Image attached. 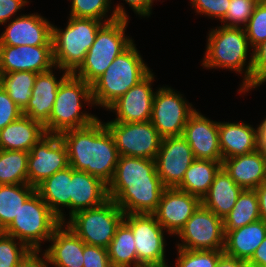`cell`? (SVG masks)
<instances>
[{
	"instance_id": "40",
	"label": "cell",
	"mask_w": 266,
	"mask_h": 267,
	"mask_svg": "<svg viewBox=\"0 0 266 267\" xmlns=\"http://www.w3.org/2000/svg\"><path fill=\"white\" fill-rule=\"evenodd\" d=\"M16 240L0 231V267H17L31 251L24 243H16Z\"/></svg>"
},
{
	"instance_id": "34",
	"label": "cell",
	"mask_w": 266,
	"mask_h": 267,
	"mask_svg": "<svg viewBox=\"0 0 266 267\" xmlns=\"http://www.w3.org/2000/svg\"><path fill=\"white\" fill-rule=\"evenodd\" d=\"M259 200L255 190L243 189L233 209L223 219L224 231L235 230L260 220Z\"/></svg>"
},
{
	"instance_id": "2",
	"label": "cell",
	"mask_w": 266,
	"mask_h": 267,
	"mask_svg": "<svg viewBox=\"0 0 266 267\" xmlns=\"http://www.w3.org/2000/svg\"><path fill=\"white\" fill-rule=\"evenodd\" d=\"M135 47L132 42L91 85L93 105L107 110L120 96L151 72Z\"/></svg>"
},
{
	"instance_id": "26",
	"label": "cell",
	"mask_w": 266,
	"mask_h": 267,
	"mask_svg": "<svg viewBox=\"0 0 266 267\" xmlns=\"http://www.w3.org/2000/svg\"><path fill=\"white\" fill-rule=\"evenodd\" d=\"M224 232V254L248 262L266 237V222L260 219L241 228Z\"/></svg>"
},
{
	"instance_id": "20",
	"label": "cell",
	"mask_w": 266,
	"mask_h": 267,
	"mask_svg": "<svg viewBox=\"0 0 266 267\" xmlns=\"http://www.w3.org/2000/svg\"><path fill=\"white\" fill-rule=\"evenodd\" d=\"M164 189L161 180L127 182L111 199L124 214H153Z\"/></svg>"
},
{
	"instance_id": "25",
	"label": "cell",
	"mask_w": 266,
	"mask_h": 267,
	"mask_svg": "<svg viewBox=\"0 0 266 267\" xmlns=\"http://www.w3.org/2000/svg\"><path fill=\"white\" fill-rule=\"evenodd\" d=\"M222 160L251 153L258 148V128L245 123L219 122Z\"/></svg>"
},
{
	"instance_id": "6",
	"label": "cell",
	"mask_w": 266,
	"mask_h": 267,
	"mask_svg": "<svg viewBox=\"0 0 266 267\" xmlns=\"http://www.w3.org/2000/svg\"><path fill=\"white\" fill-rule=\"evenodd\" d=\"M60 224L58 217L35 191L3 232L24 243L30 250L41 251V243L48 241Z\"/></svg>"
},
{
	"instance_id": "15",
	"label": "cell",
	"mask_w": 266,
	"mask_h": 267,
	"mask_svg": "<svg viewBox=\"0 0 266 267\" xmlns=\"http://www.w3.org/2000/svg\"><path fill=\"white\" fill-rule=\"evenodd\" d=\"M201 204L197 196L177 188H165L153 215L168 234L176 236Z\"/></svg>"
},
{
	"instance_id": "52",
	"label": "cell",
	"mask_w": 266,
	"mask_h": 267,
	"mask_svg": "<svg viewBox=\"0 0 266 267\" xmlns=\"http://www.w3.org/2000/svg\"><path fill=\"white\" fill-rule=\"evenodd\" d=\"M258 128V148L266 153V118Z\"/></svg>"
},
{
	"instance_id": "14",
	"label": "cell",
	"mask_w": 266,
	"mask_h": 267,
	"mask_svg": "<svg viewBox=\"0 0 266 267\" xmlns=\"http://www.w3.org/2000/svg\"><path fill=\"white\" fill-rule=\"evenodd\" d=\"M194 160L193 151L183 136L162 138L155 162L164 187L177 188Z\"/></svg>"
},
{
	"instance_id": "5",
	"label": "cell",
	"mask_w": 266,
	"mask_h": 267,
	"mask_svg": "<svg viewBox=\"0 0 266 267\" xmlns=\"http://www.w3.org/2000/svg\"><path fill=\"white\" fill-rule=\"evenodd\" d=\"M127 24L128 19L122 18L105 23L98 30L83 63L73 74L90 85L99 79L115 58L134 42L125 36Z\"/></svg>"
},
{
	"instance_id": "37",
	"label": "cell",
	"mask_w": 266,
	"mask_h": 267,
	"mask_svg": "<svg viewBox=\"0 0 266 267\" xmlns=\"http://www.w3.org/2000/svg\"><path fill=\"white\" fill-rule=\"evenodd\" d=\"M111 1V0H110ZM109 0H71V17L90 18L108 23L118 18L129 19L122 5H117L110 18L104 19L110 9ZM104 19V20H103Z\"/></svg>"
},
{
	"instance_id": "53",
	"label": "cell",
	"mask_w": 266,
	"mask_h": 267,
	"mask_svg": "<svg viewBox=\"0 0 266 267\" xmlns=\"http://www.w3.org/2000/svg\"><path fill=\"white\" fill-rule=\"evenodd\" d=\"M253 2H255L256 4H264L266 3V0H252Z\"/></svg>"
},
{
	"instance_id": "4",
	"label": "cell",
	"mask_w": 266,
	"mask_h": 267,
	"mask_svg": "<svg viewBox=\"0 0 266 267\" xmlns=\"http://www.w3.org/2000/svg\"><path fill=\"white\" fill-rule=\"evenodd\" d=\"M69 18L64 30L52 25L53 57L56 68L74 73L105 23L90 18Z\"/></svg>"
},
{
	"instance_id": "12",
	"label": "cell",
	"mask_w": 266,
	"mask_h": 267,
	"mask_svg": "<svg viewBox=\"0 0 266 267\" xmlns=\"http://www.w3.org/2000/svg\"><path fill=\"white\" fill-rule=\"evenodd\" d=\"M195 111L182 94L164 86L154 94L150 121L162 138L182 136L189 117Z\"/></svg>"
},
{
	"instance_id": "32",
	"label": "cell",
	"mask_w": 266,
	"mask_h": 267,
	"mask_svg": "<svg viewBox=\"0 0 266 267\" xmlns=\"http://www.w3.org/2000/svg\"><path fill=\"white\" fill-rule=\"evenodd\" d=\"M134 242L131 228L122 221L107 248L112 267H138V257Z\"/></svg>"
},
{
	"instance_id": "36",
	"label": "cell",
	"mask_w": 266,
	"mask_h": 267,
	"mask_svg": "<svg viewBox=\"0 0 266 267\" xmlns=\"http://www.w3.org/2000/svg\"><path fill=\"white\" fill-rule=\"evenodd\" d=\"M38 73L31 71L0 74V86L22 110L32 96L35 79Z\"/></svg>"
},
{
	"instance_id": "19",
	"label": "cell",
	"mask_w": 266,
	"mask_h": 267,
	"mask_svg": "<svg viewBox=\"0 0 266 267\" xmlns=\"http://www.w3.org/2000/svg\"><path fill=\"white\" fill-rule=\"evenodd\" d=\"M219 122L211 121L197 110L189 117L182 136L195 159L223 161L219 147Z\"/></svg>"
},
{
	"instance_id": "13",
	"label": "cell",
	"mask_w": 266,
	"mask_h": 267,
	"mask_svg": "<svg viewBox=\"0 0 266 267\" xmlns=\"http://www.w3.org/2000/svg\"><path fill=\"white\" fill-rule=\"evenodd\" d=\"M69 166L67 149L59 134H46L29 151L28 184L37 187Z\"/></svg>"
},
{
	"instance_id": "46",
	"label": "cell",
	"mask_w": 266,
	"mask_h": 267,
	"mask_svg": "<svg viewBox=\"0 0 266 267\" xmlns=\"http://www.w3.org/2000/svg\"><path fill=\"white\" fill-rule=\"evenodd\" d=\"M28 2L27 0H0V24L7 23Z\"/></svg>"
},
{
	"instance_id": "31",
	"label": "cell",
	"mask_w": 266,
	"mask_h": 267,
	"mask_svg": "<svg viewBox=\"0 0 266 267\" xmlns=\"http://www.w3.org/2000/svg\"><path fill=\"white\" fill-rule=\"evenodd\" d=\"M222 167V161L195 159L184 174L177 189L202 198L208 193L215 174Z\"/></svg>"
},
{
	"instance_id": "42",
	"label": "cell",
	"mask_w": 266,
	"mask_h": 267,
	"mask_svg": "<svg viewBox=\"0 0 266 267\" xmlns=\"http://www.w3.org/2000/svg\"><path fill=\"white\" fill-rule=\"evenodd\" d=\"M256 5L252 0H230L226 16L220 21L224 23L222 26L241 28L243 24L245 27Z\"/></svg>"
},
{
	"instance_id": "7",
	"label": "cell",
	"mask_w": 266,
	"mask_h": 267,
	"mask_svg": "<svg viewBox=\"0 0 266 267\" xmlns=\"http://www.w3.org/2000/svg\"><path fill=\"white\" fill-rule=\"evenodd\" d=\"M124 215L123 210L109 198L97 207L74 213L66 226L85 244L108 248Z\"/></svg>"
},
{
	"instance_id": "49",
	"label": "cell",
	"mask_w": 266,
	"mask_h": 267,
	"mask_svg": "<svg viewBox=\"0 0 266 267\" xmlns=\"http://www.w3.org/2000/svg\"><path fill=\"white\" fill-rule=\"evenodd\" d=\"M249 267H266V237L248 261Z\"/></svg>"
},
{
	"instance_id": "24",
	"label": "cell",
	"mask_w": 266,
	"mask_h": 267,
	"mask_svg": "<svg viewBox=\"0 0 266 267\" xmlns=\"http://www.w3.org/2000/svg\"><path fill=\"white\" fill-rule=\"evenodd\" d=\"M68 74L67 71H64L58 81L52 69L44 73H38L32 89L33 94L27 106L22 110L23 115L44 124L52 112L58 87Z\"/></svg>"
},
{
	"instance_id": "39",
	"label": "cell",
	"mask_w": 266,
	"mask_h": 267,
	"mask_svg": "<svg viewBox=\"0 0 266 267\" xmlns=\"http://www.w3.org/2000/svg\"><path fill=\"white\" fill-rule=\"evenodd\" d=\"M176 267H216L223 250H186L177 248Z\"/></svg>"
},
{
	"instance_id": "27",
	"label": "cell",
	"mask_w": 266,
	"mask_h": 267,
	"mask_svg": "<svg viewBox=\"0 0 266 267\" xmlns=\"http://www.w3.org/2000/svg\"><path fill=\"white\" fill-rule=\"evenodd\" d=\"M46 134L41 122L22 115L0 130V149L29 152Z\"/></svg>"
},
{
	"instance_id": "10",
	"label": "cell",
	"mask_w": 266,
	"mask_h": 267,
	"mask_svg": "<svg viewBox=\"0 0 266 267\" xmlns=\"http://www.w3.org/2000/svg\"><path fill=\"white\" fill-rule=\"evenodd\" d=\"M114 137L119 156H132L155 160L162 137L151 121L105 123Z\"/></svg>"
},
{
	"instance_id": "30",
	"label": "cell",
	"mask_w": 266,
	"mask_h": 267,
	"mask_svg": "<svg viewBox=\"0 0 266 267\" xmlns=\"http://www.w3.org/2000/svg\"><path fill=\"white\" fill-rule=\"evenodd\" d=\"M36 192L58 217L59 221L66 223L65 215L59 206H66L70 209L71 166L44 180L36 187Z\"/></svg>"
},
{
	"instance_id": "45",
	"label": "cell",
	"mask_w": 266,
	"mask_h": 267,
	"mask_svg": "<svg viewBox=\"0 0 266 267\" xmlns=\"http://www.w3.org/2000/svg\"><path fill=\"white\" fill-rule=\"evenodd\" d=\"M83 267H112L107 248L84 245Z\"/></svg>"
},
{
	"instance_id": "41",
	"label": "cell",
	"mask_w": 266,
	"mask_h": 267,
	"mask_svg": "<svg viewBox=\"0 0 266 267\" xmlns=\"http://www.w3.org/2000/svg\"><path fill=\"white\" fill-rule=\"evenodd\" d=\"M244 30L252 49L266 41V3L256 5Z\"/></svg>"
},
{
	"instance_id": "17",
	"label": "cell",
	"mask_w": 266,
	"mask_h": 267,
	"mask_svg": "<svg viewBox=\"0 0 266 267\" xmlns=\"http://www.w3.org/2000/svg\"><path fill=\"white\" fill-rule=\"evenodd\" d=\"M0 46H53L52 24L35 13L17 16L0 35Z\"/></svg>"
},
{
	"instance_id": "22",
	"label": "cell",
	"mask_w": 266,
	"mask_h": 267,
	"mask_svg": "<svg viewBox=\"0 0 266 267\" xmlns=\"http://www.w3.org/2000/svg\"><path fill=\"white\" fill-rule=\"evenodd\" d=\"M50 241H52L51 246L44 250L49 264L56 267H83L85 242L65 223H61L54 230Z\"/></svg>"
},
{
	"instance_id": "38",
	"label": "cell",
	"mask_w": 266,
	"mask_h": 267,
	"mask_svg": "<svg viewBox=\"0 0 266 267\" xmlns=\"http://www.w3.org/2000/svg\"><path fill=\"white\" fill-rule=\"evenodd\" d=\"M252 52L244 71V79L239 90L241 93L255 89L266 82V41L257 45Z\"/></svg>"
},
{
	"instance_id": "21",
	"label": "cell",
	"mask_w": 266,
	"mask_h": 267,
	"mask_svg": "<svg viewBox=\"0 0 266 267\" xmlns=\"http://www.w3.org/2000/svg\"><path fill=\"white\" fill-rule=\"evenodd\" d=\"M222 167L242 189L255 190L266 181V153L260 149L223 159Z\"/></svg>"
},
{
	"instance_id": "28",
	"label": "cell",
	"mask_w": 266,
	"mask_h": 267,
	"mask_svg": "<svg viewBox=\"0 0 266 267\" xmlns=\"http://www.w3.org/2000/svg\"><path fill=\"white\" fill-rule=\"evenodd\" d=\"M226 170L221 167L215 174L208 193L202 198V205L224 219L233 209L238 195L242 192Z\"/></svg>"
},
{
	"instance_id": "48",
	"label": "cell",
	"mask_w": 266,
	"mask_h": 267,
	"mask_svg": "<svg viewBox=\"0 0 266 267\" xmlns=\"http://www.w3.org/2000/svg\"><path fill=\"white\" fill-rule=\"evenodd\" d=\"M154 0H125L136 14L150 16Z\"/></svg>"
},
{
	"instance_id": "3",
	"label": "cell",
	"mask_w": 266,
	"mask_h": 267,
	"mask_svg": "<svg viewBox=\"0 0 266 267\" xmlns=\"http://www.w3.org/2000/svg\"><path fill=\"white\" fill-rule=\"evenodd\" d=\"M81 101L91 103V85L83 79L69 73L58 87L52 112L43 124L47 134H60L69 129L82 128L92 124L98 118L89 113H80Z\"/></svg>"
},
{
	"instance_id": "23",
	"label": "cell",
	"mask_w": 266,
	"mask_h": 267,
	"mask_svg": "<svg viewBox=\"0 0 266 267\" xmlns=\"http://www.w3.org/2000/svg\"><path fill=\"white\" fill-rule=\"evenodd\" d=\"M109 199L107 184L85 171L71 167L70 216L74 213L97 207Z\"/></svg>"
},
{
	"instance_id": "1",
	"label": "cell",
	"mask_w": 266,
	"mask_h": 267,
	"mask_svg": "<svg viewBox=\"0 0 266 267\" xmlns=\"http://www.w3.org/2000/svg\"><path fill=\"white\" fill-rule=\"evenodd\" d=\"M59 136L66 146L69 166L109 184L119 153L105 123L98 118L88 126L66 130Z\"/></svg>"
},
{
	"instance_id": "18",
	"label": "cell",
	"mask_w": 266,
	"mask_h": 267,
	"mask_svg": "<svg viewBox=\"0 0 266 267\" xmlns=\"http://www.w3.org/2000/svg\"><path fill=\"white\" fill-rule=\"evenodd\" d=\"M154 75L150 72L143 80L120 96L107 110L116 113L115 122L136 123L151 119L155 92L152 90Z\"/></svg>"
},
{
	"instance_id": "35",
	"label": "cell",
	"mask_w": 266,
	"mask_h": 267,
	"mask_svg": "<svg viewBox=\"0 0 266 267\" xmlns=\"http://www.w3.org/2000/svg\"><path fill=\"white\" fill-rule=\"evenodd\" d=\"M27 151L0 149V185L28 183Z\"/></svg>"
},
{
	"instance_id": "47",
	"label": "cell",
	"mask_w": 266,
	"mask_h": 267,
	"mask_svg": "<svg viewBox=\"0 0 266 267\" xmlns=\"http://www.w3.org/2000/svg\"><path fill=\"white\" fill-rule=\"evenodd\" d=\"M41 251L31 250L17 267H48L49 261L43 252V258L39 257Z\"/></svg>"
},
{
	"instance_id": "9",
	"label": "cell",
	"mask_w": 266,
	"mask_h": 267,
	"mask_svg": "<svg viewBox=\"0 0 266 267\" xmlns=\"http://www.w3.org/2000/svg\"><path fill=\"white\" fill-rule=\"evenodd\" d=\"M123 221L133 232L138 267L167 266L163 231L165 229L156 217L153 214H125Z\"/></svg>"
},
{
	"instance_id": "51",
	"label": "cell",
	"mask_w": 266,
	"mask_h": 267,
	"mask_svg": "<svg viewBox=\"0 0 266 267\" xmlns=\"http://www.w3.org/2000/svg\"><path fill=\"white\" fill-rule=\"evenodd\" d=\"M216 267H249V266H248L247 261L233 258V257H230V256L223 254L219 258V260L216 264Z\"/></svg>"
},
{
	"instance_id": "50",
	"label": "cell",
	"mask_w": 266,
	"mask_h": 267,
	"mask_svg": "<svg viewBox=\"0 0 266 267\" xmlns=\"http://www.w3.org/2000/svg\"><path fill=\"white\" fill-rule=\"evenodd\" d=\"M258 200H259V212L261 220L266 222V181L262 182L256 189H255Z\"/></svg>"
},
{
	"instance_id": "16",
	"label": "cell",
	"mask_w": 266,
	"mask_h": 267,
	"mask_svg": "<svg viewBox=\"0 0 266 267\" xmlns=\"http://www.w3.org/2000/svg\"><path fill=\"white\" fill-rule=\"evenodd\" d=\"M54 67L53 46H0V74L44 73Z\"/></svg>"
},
{
	"instance_id": "44",
	"label": "cell",
	"mask_w": 266,
	"mask_h": 267,
	"mask_svg": "<svg viewBox=\"0 0 266 267\" xmlns=\"http://www.w3.org/2000/svg\"><path fill=\"white\" fill-rule=\"evenodd\" d=\"M23 115L22 109L13 102L0 86V130Z\"/></svg>"
},
{
	"instance_id": "33",
	"label": "cell",
	"mask_w": 266,
	"mask_h": 267,
	"mask_svg": "<svg viewBox=\"0 0 266 267\" xmlns=\"http://www.w3.org/2000/svg\"><path fill=\"white\" fill-rule=\"evenodd\" d=\"M35 191L28 183L0 185V231L12 223L23 203Z\"/></svg>"
},
{
	"instance_id": "43",
	"label": "cell",
	"mask_w": 266,
	"mask_h": 267,
	"mask_svg": "<svg viewBox=\"0 0 266 267\" xmlns=\"http://www.w3.org/2000/svg\"><path fill=\"white\" fill-rule=\"evenodd\" d=\"M197 13L223 20L230 0H190Z\"/></svg>"
},
{
	"instance_id": "29",
	"label": "cell",
	"mask_w": 266,
	"mask_h": 267,
	"mask_svg": "<svg viewBox=\"0 0 266 267\" xmlns=\"http://www.w3.org/2000/svg\"><path fill=\"white\" fill-rule=\"evenodd\" d=\"M161 180L157 174L155 160L132 156H119L114 175L107 185L111 198L125 183Z\"/></svg>"
},
{
	"instance_id": "11",
	"label": "cell",
	"mask_w": 266,
	"mask_h": 267,
	"mask_svg": "<svg viewBox=\"0 0 266 267\" xmlns=\"http://www.w3.org/2000/svg\"><path fill=\"white\" fill-rule=\"evenodd\" d=\"M182 243L177 248L186 250H224L223 219L202 204L176 234Z\"/></svg>"
},
{
	"instance_id": "8",
	"label": "cell",
	"mask_w": 266,
	"mask_h": 267,
	"mask_svg": "<svg viewBox=\"0 0 266 267\" xmlns=\"http://www.w3.org/2000/svg\"><path fill=\"white\" fill-rule=\"evenodd\" d=\"M205 57L202 66L205 68H229L228 70L243 73L250 50L244 27L219 26L208 34ZM233 69V70H232Z\"/></svg>"
}]
</instances>
